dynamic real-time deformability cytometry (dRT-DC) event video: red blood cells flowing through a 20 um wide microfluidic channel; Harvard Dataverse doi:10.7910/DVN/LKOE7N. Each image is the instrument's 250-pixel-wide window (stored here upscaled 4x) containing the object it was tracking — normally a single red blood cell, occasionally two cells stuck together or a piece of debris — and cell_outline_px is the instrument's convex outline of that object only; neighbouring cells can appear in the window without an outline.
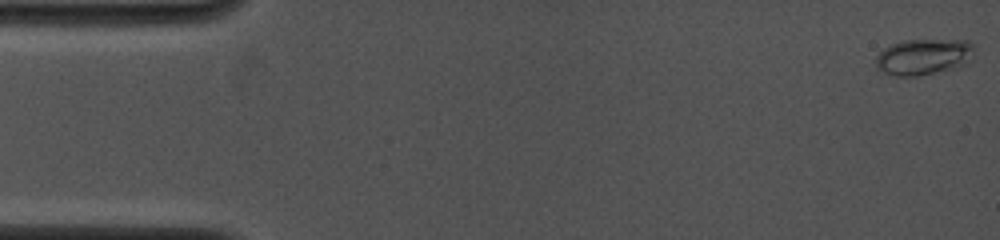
{"species": "common noctule bat (a hibernating species)", "species_latin": "Nyctalus noctula", "temperature_condition": "cold", "stored_images_in_passage": 79, "camera_frame_rate_fps": 4000, "um_per_image_px": 0.085, "animal": {"sex": "female", "body_mass_g": 19.0, "forearm_length_mm": 53.3}, "frame": {"image": 1, "passage_image": 1, "time_ms": 0.0, "image_size_px": [1000, 240], "cell_outline_px": [[972, 60], [968, 64], [960, 68], [916, 76], [896, 76], [880, 72], [876, 68], [876, 56], [884, 48], [892, 44], [904, 40], [968, 40], [972, 44]], "centroid_in_image_um": [78.51, 4.85], "position_along_channel_um": 6.5, "area_um2": 21.04}}
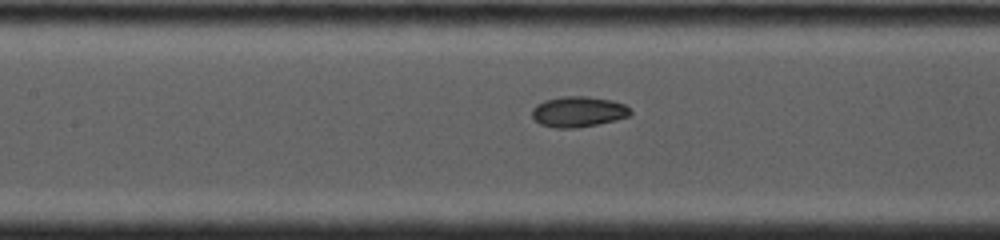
{"frame": {"image": 2, "passage_image": 33, "time_ms": 7.0, "image_size_px": [1000, 240], "cell_outline_px": [[632, 112], [628, 116], [616, 120], [576, 128], [556, 128], [540, 124], [532, 116], [532, 108], [536, 104], [544, 100], [564, 96], [584, 96], [612, 100], [624, 104]], "centroid_in_image_um": [49.13, 9.49], "position_along_channel_um": 158.3, "area_um2": 17.46}}
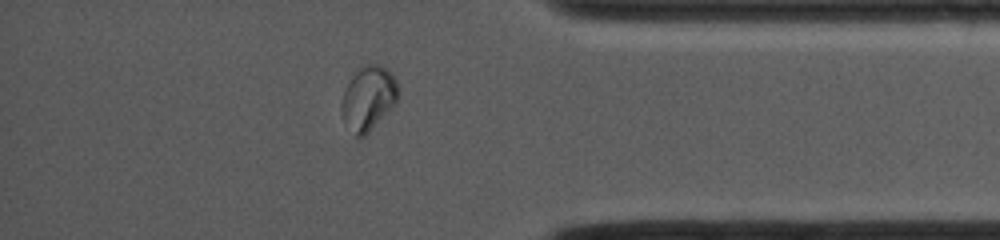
{"frame": {"image": 3, "passage_image": 66, "time_ms": 13.25, "image_size_px": [1000, 240], "cell_outline_px": [[396, 104], [360, 140], [356, 136], [344, 120], [340, 108], [344, 88], [352, 76], [364, 64], [380, 64], [396, 80]], "centroid_in_image_um": [31.27, 8.35], "position_along_channel_um": 403.9, "area_um2": 20.75}, "authors_computed_cell_mechanics": {"area_um2": 18.1492, "velocity_mm_per_s": 4.0649, "shape_relaxation_time_tau1_ms": 6.1271, "shape_relaxation_time_tau2_ms": null, "deformation_change_tau1": 0.1426, "deformation_change_tau2": null}}